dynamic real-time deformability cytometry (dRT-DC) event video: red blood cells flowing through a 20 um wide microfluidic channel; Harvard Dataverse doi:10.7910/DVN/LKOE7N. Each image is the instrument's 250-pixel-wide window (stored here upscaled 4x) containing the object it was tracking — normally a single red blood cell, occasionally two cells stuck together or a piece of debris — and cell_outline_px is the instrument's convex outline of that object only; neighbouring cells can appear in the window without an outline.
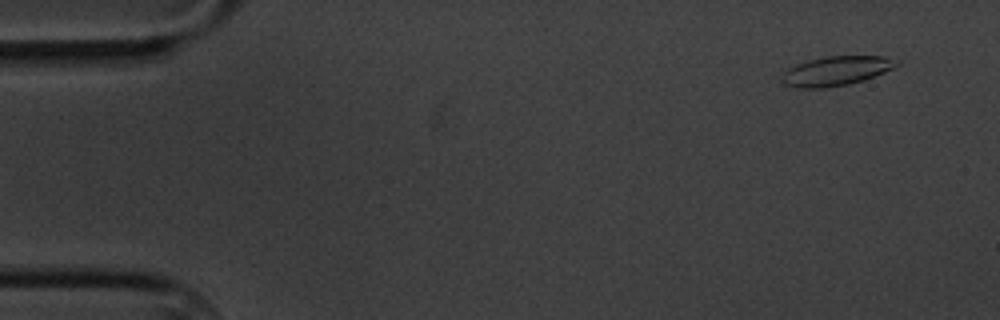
{"species": "common noctule bat (a hibernating species)", "species_latin": "Nyctalus noctula", "temperature_condition": "cold", "stored_images_in_passage": 4, "camera_frame_rate_fps": 3000, "um_per_image_px": 0.085, "animal": {"sex": "male", "body_mass_g": 20.1, "forearm_length_mm": 53.5}, "frame": {"image": 1, "passage_image": 1, "time_ms": 0.0, "image_size_px": [1000, 320], "cell_outline_px": [[900, 64], [884, 72], [864, 80], [848, 84], [824, 88], [796, 88], [780, 84], [784, 72], [788, 68], [796, 64], [808, 60], [824, 56], [888, 56], [900, 60]], "centroid_in_image_um": [71.07, 6.02], "position_along_channel_um": 13.9, "area_um2": 19.88}}